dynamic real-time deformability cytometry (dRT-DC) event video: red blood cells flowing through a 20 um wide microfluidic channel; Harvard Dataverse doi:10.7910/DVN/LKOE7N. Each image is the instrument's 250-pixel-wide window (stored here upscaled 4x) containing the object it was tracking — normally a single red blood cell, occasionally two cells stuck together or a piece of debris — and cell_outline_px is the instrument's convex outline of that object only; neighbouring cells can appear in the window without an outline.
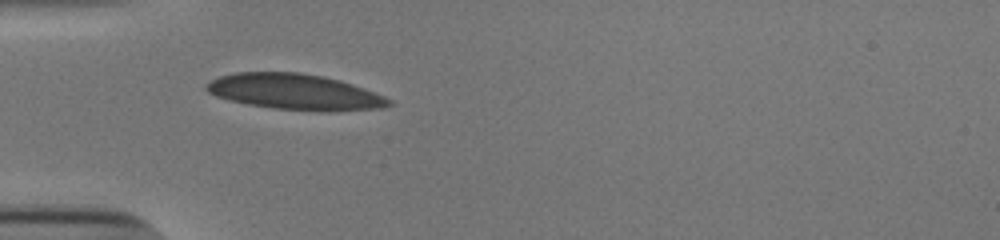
{"species": "human", "species_latin": "Homo sapiens", "temperature_condition": "cold", "stored_images_in_passage": 27, "camera_frame_rate_fps": 3000, "um_per_image_px": 0.085, "donor": {"sex": "male"}, "frame": {"image": 1, "passage_image": 1, "time_ms": 0.0, "image_size_px": [1000, 240], "cell_outline_px": [[392, 104], [380, 108], [276, 108], [252, 104], [232, 100], [216, 96], [208, 92], [204, 88], [204, 84], [220, 76], [236, 72], [300, 72], [324, 76], [340, 80], [364, 88], [384, 96], [392, 100]], "centroid_in_image_um": [24.97, 7.74], "position_along_channel_um": 60.0, "area_um2": 36.36}}
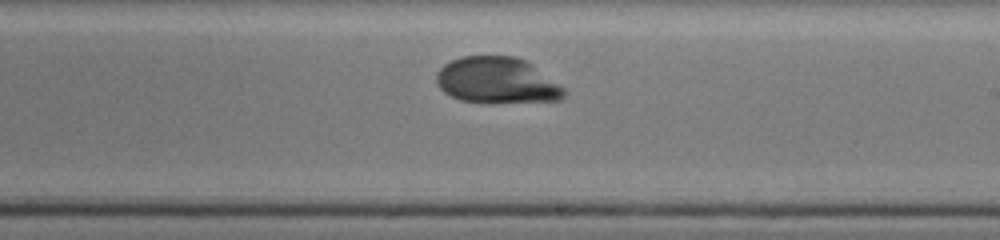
{"frame": {"image": 2, "passage_image": 16, "time_ms": 5.0, "image_size_px": [1000, 240], "cell_outline_px": [[568, 92], [560, 100], [460, 100], [444, 92], [436, 84], [436, 72], [444, 64], [460, 56], [516, 56], [524, 60], [564, 88]], "centroid_in_image_um": [42.18, 6.79], "position_along_channel_um": 246.8, "area_um2": 33.12}}
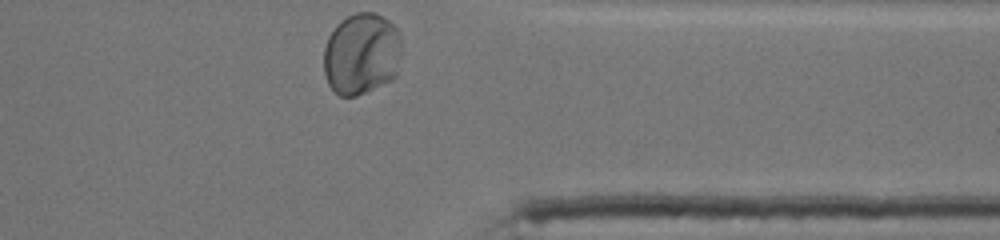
{"frame": {"image": 3, "passage_image": 27, "time_ms": 8.667, "image_size_px": [1000, 240], "cell_outline_px": [[400, 56], [396, 76], [392, 80], [356, 96], [340, 96], [328, 84], [324, 72], [324, 48], [328, 36], [336, 24], [340, 20], [356, 12], [372, 12], [384, 16], [400, 32]], "centroid_in_image_um": [30.72, 4.56], "position_along_channel_um": 380.7, "area_um2": 37.4}, "authors_computed_cell_mechanics": {"area_um2": 35.1424, "velocity_mm_per_s": 3.8085, "shape_relaxation_time_tau1_ms": 6.7178, "shape_relaxation_time_tau2_ms": null, "deformation_change_tau1": 0.3414, "deformation_change_tau2": null}}